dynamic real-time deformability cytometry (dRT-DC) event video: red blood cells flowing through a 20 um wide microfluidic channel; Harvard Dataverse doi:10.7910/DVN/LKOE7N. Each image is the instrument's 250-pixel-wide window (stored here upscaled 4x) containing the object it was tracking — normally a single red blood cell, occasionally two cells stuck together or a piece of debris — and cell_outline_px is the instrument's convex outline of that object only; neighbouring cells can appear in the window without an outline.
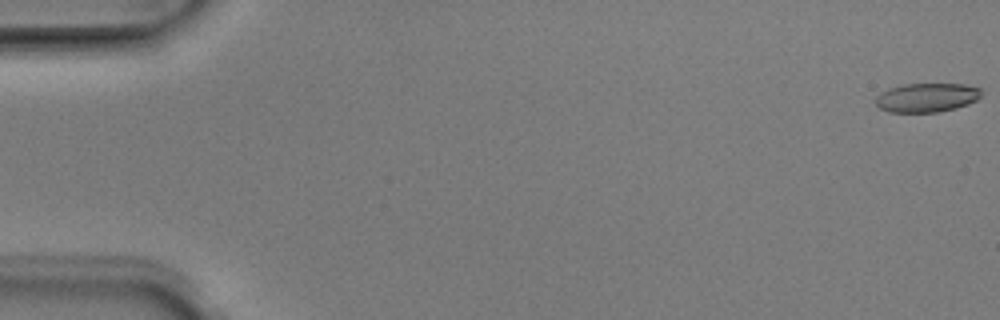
{"species": "Egyptian fruit bat (a non-hibernating species)", "species_latin": "Rousettus aegyptiacus", "temperature_condition": "room temperature", "stored_images_in_passage": 51, "camera_frame_rate_fps": 3000, "um_per_image_px": 0.085, "animal": {"sex": "male"}, "frame": {"image": 1, "passage_image": 1, "time_ms": 0.0, "image_size_px": [1000, 320], "cell_outline_px": [[980, 96], [976, 100], [968, 104], [956, 108], [940, 112], [888, 112], [880, 108], [876, 104], [876, 96], [888, 88], [904, 84], [964, 84], [980, 88]], "centroid_in_image_um": [78.76, 8.29], "position_along_channel_um": 6.2, "area_um2": 17.86}}
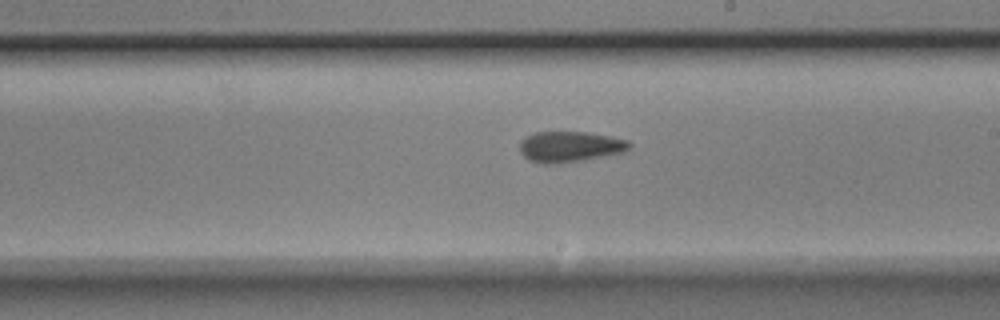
{"frame": {"image": 2, "passage_image": 30, "time_ms": 9.667, "image_size_px": [1000, 320], "cell_outline_px": [[632, 144], [624, 152], [584, 160], [560, 164], [540, 164], [528, 160], [520, 152], [520, 140], [536, 132], [588, 132], [612, 136], [628, 140]], "centroid_in_image_um": [48.44, 12.48], "position_along_channel_um": 240.6, "area_um2": 19.88}}
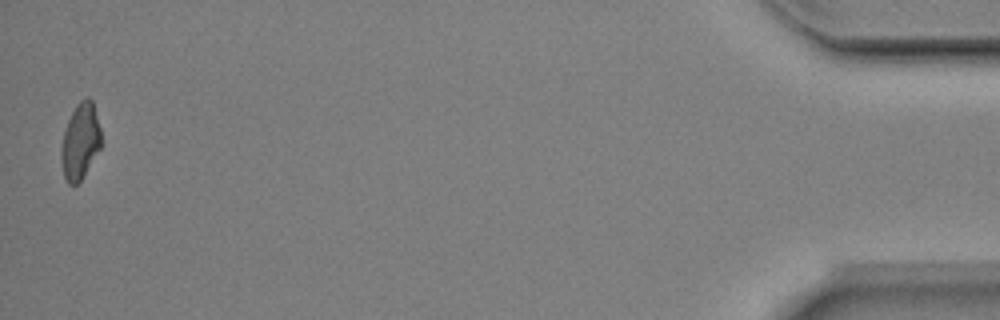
{"frame": {"image": 3, "passage_image": 51, "time_ms": 16.667, "image_size_px": [1000, 320], "cell_outline_px": [[104, 144], [80, 180], [76, 184], [68, 184], [64, 176], [60, 156], [60, 148], [64, 132], [68, 120], [76, 104], [84, 96], [88, 96], [92, 100], [104, 140]], "centroid_in_image_um": [6.85, 11.98], "position_along_channel_um": 428.3, "area_um2": 18.03}, "authors_computed_cell_mechanics": {"area_um2": 18.9006, "velocity_mm_per_s": 3.9988, "shape_relaxation_time_tau1_ms": null, "shape_relaxation_time_tau2_ms": 4.1844, "deformation_change_tau1": null, "deformation_change_tau2": 0.1312}}